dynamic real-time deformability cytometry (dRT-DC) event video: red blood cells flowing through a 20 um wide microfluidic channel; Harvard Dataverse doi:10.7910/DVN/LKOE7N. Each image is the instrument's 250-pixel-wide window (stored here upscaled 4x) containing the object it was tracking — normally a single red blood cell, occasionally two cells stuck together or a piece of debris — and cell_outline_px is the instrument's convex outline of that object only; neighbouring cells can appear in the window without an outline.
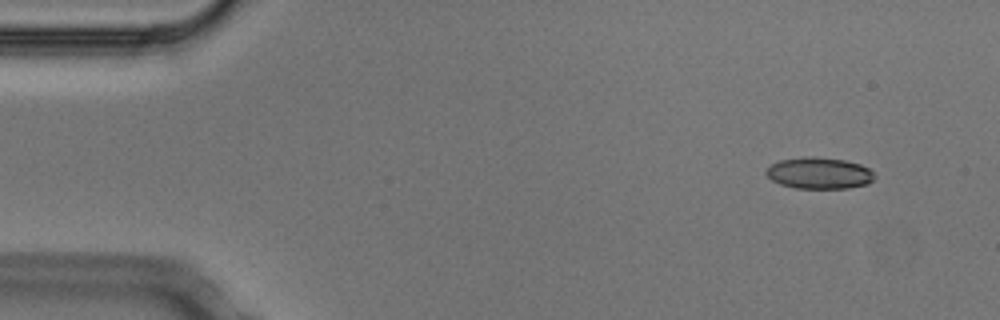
{"species": "Egyptian fruit bat (a non-hibernating species)", "species_latin": "Rousettus aegyptiacus", "temperature_condition": "cold", "stored_images_in_passage": 5, "segment_of_instrument_passage": [1, 2], "camera_frame_rate_fps": 3000, "um_per_image_px": 0.085, "animal": {"sex": "male"}, "frame": {"image": 1, "passage_image": 1, "time_ms": 0.0, "image_size_px": [1000, 320], "cell_outline_px": [[872, 180], [868, 184], [848, 188], [796, 188], [780, 184], [772, 180], [764, 172], [772, 164], [780, 160], [804, 156], [816, 156], [844, 160], [860, 164], [868, 168], [872, 172]], "centroid_in_image_um": [69.6, 14.71], "position_along_channel_um": 15.4, "area_um2": 19.77}}